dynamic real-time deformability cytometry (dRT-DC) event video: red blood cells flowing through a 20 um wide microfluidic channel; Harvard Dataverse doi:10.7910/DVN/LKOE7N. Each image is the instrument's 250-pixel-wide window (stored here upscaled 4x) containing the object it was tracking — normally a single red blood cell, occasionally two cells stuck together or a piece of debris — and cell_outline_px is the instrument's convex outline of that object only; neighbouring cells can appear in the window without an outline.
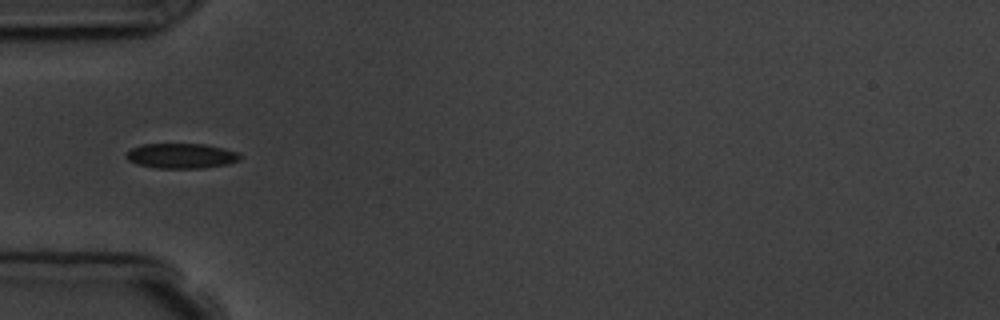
{"species": "common noctule bat (a hibernating species)", "species_latin": "Nyctalus noctula", "temperature_condition": "room temperature", "stored_images_in_passage": 7, "segment_of_instrument_passage": [2, 2], "camera_frame_rate_fps": 3000, "um_per_image_px": 0.085, "animal": {"sex": "male", "body_mass_g": 19.5, "forearm_length_mm": 54.6}, "frame": {"image": 1, "passage_image": 5, "time_ms": 5.333, "image_size_px": [1000, 320], "cell_outline_px": [[240, 160], [228, 164], [204, 168], [156, 168], [136, 164], [128, 160], [124, 156], [132, 148], [144, 144], [204, 144], [224, 148], [236, 152], [240, 156]], "centroid_in_image_um": [15.4, 13.25], "position_along_channel_um": 69.6, "area_um2": 16.59}}